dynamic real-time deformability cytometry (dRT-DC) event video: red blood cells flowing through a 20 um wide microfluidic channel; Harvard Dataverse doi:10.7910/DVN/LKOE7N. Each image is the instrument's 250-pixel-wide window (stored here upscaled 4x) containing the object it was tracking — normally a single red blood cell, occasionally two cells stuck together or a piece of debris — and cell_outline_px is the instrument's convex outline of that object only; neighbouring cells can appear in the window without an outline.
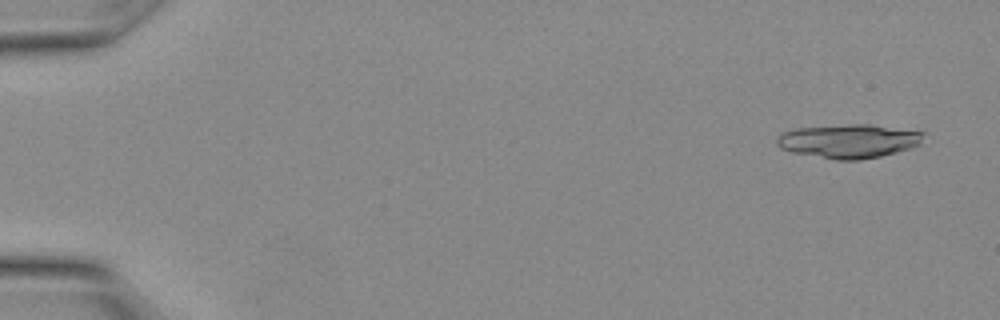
{"species": "Egyptian fruit bat (a non-hibernating species)", "species_latin": "Rousettus aegyptiacus", "temperature_condition": "warm", "stored_images_in_passage": 11, "camera_frame_rate_fps": 3000, "um_per_image_px": 0.085, "animal": {"sex": "female"}, "frame": {"image": 1, "passage_image": 1, "time_ms": 0.0, "image_size_px": [1000, 320], "cell_outline_px": [[924, 132], [920, 144], [912, 148], [880, 156], [860, 160], [836, 160], [792, 152], [780, 148], [776, 144], [776, 140], [784, 132], [796, 128], [852, 124], [872, 124]], "centroid_in_image_um": [72.15, 11.99], "position_along_channel_um": 12.8, "area_um2": 28.84}}
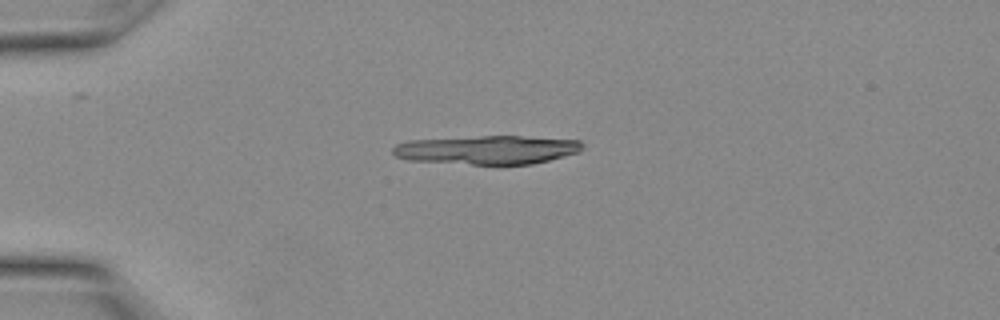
{"frame": {"image": 2, "passage_image": 7, "time_ms": 2.0, "image_size_px": [1000, 320], "cell_outline_px": [[584, 148], [580, 152], [532, 164], [496, 168], [408, 160], [396, 156], [392, 152], [392, 148], [396, 144], [408, 140], [480, 136], [520, 136], [580, 140], [584, 144]], "centroid_in_image_um": [41.42, 12.78], "position_along_channel_um": 43.6, "area_um2": 33.18}}